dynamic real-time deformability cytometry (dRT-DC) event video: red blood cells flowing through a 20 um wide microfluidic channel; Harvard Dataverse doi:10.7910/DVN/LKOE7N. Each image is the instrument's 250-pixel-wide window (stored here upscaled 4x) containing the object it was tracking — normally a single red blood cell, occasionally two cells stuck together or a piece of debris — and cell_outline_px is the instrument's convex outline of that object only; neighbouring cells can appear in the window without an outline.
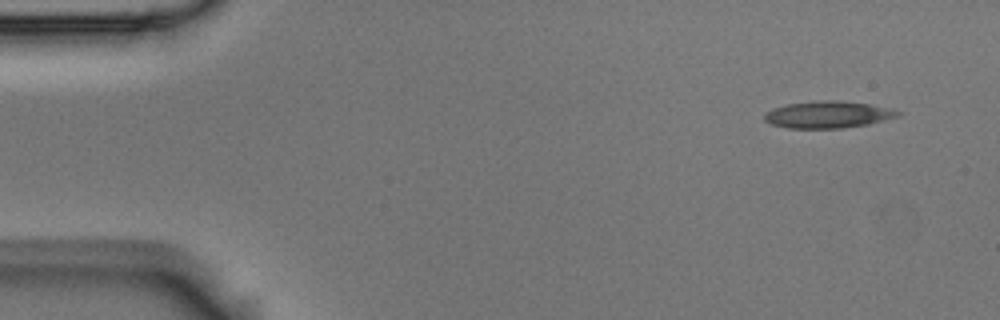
{"species": "Egyptian fruit bat (a non-hibernating species)", "species_latin": "Rousettus aegyptiacus", "temperature_condition": "room temperature", "stored_images_in_passage": 5, "camera_frame_rate_fps": 3000, "um_per_image_px": 0.085, "animal": {"sex": "male"}, "frame": {"image": 1, "passage_image": 1, "time_ms": 0.0, "image_size_px": [1000, 320], "cell_outline_px": [[900, 112], [896, 116], [868, 124], [840, 128], [788, 128], [772, 124], [764, 120], [764, 112], [772, 108], [788, 104], [820, 100], [832, 100], [868, 104], [892, 108]], "centroid_in_image_um": [70.31, 9.74], "position_along_channel_um": 14.7, "area_um2": 20.63}}
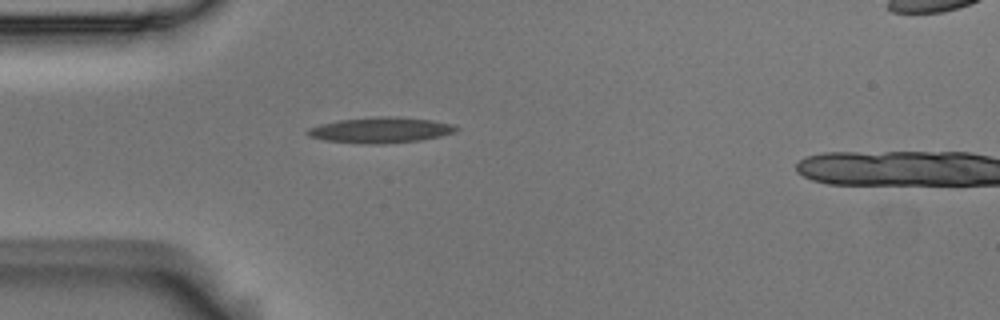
{"frame": {"image": 2, "passage_image": 4, "time_ms": 1.0, "image_size_px": [1000, 320], "cell_outline_px": [[460, 128], [456, 132], [424, 140], [384, 144], [372, 144], [324, 140], [308, 136], [304, 132], [308, 128], [320, 124], [340, 120], [380, 116], [388, 116], [432, 120], [452, 124]], "centroid_in_image_um": [32.36, 11.06], "position_along_channel_um": 52.6, "area_um2": 22.25}}